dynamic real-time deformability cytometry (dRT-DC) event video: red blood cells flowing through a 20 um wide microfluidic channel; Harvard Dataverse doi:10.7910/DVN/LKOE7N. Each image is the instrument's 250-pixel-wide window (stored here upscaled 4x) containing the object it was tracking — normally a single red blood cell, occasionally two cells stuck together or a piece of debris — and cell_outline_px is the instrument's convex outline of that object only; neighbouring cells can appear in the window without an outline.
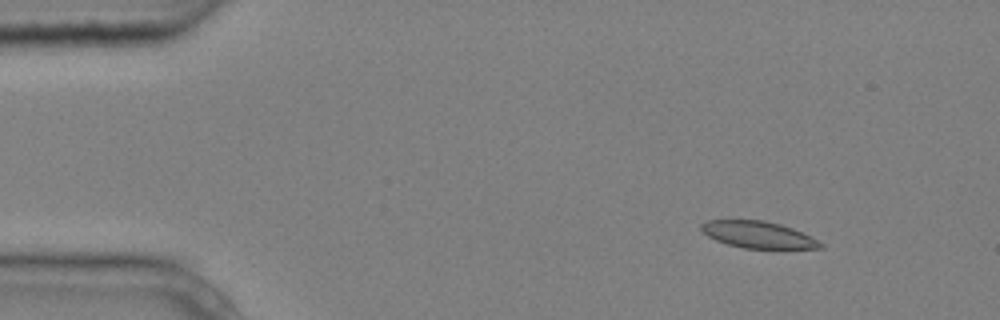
{"species": "common noctule bat (a hibernating species)", "species_latin": "Nyctalus noctula", "temperature_condition": "cold", "stored_images_in_passage": 5, "segment_of_instrument_passage": [1, 2], "camera_frame_rate_fps": 3000, "um_per_image_px": 0.085, "animal": {"sex": "male", "body_mass_g": 20.4}, "frame": {"image": 1, "passage_image": 2, "time_ms": 0.333, "image_size_px": [1000, 320], "cell_outline_px": [[824, 248], [744, 248], [728, 244], [716, 240], [708, 236], [700, 228], [700, 224], [708, 220], [764, 220], [780, 224], [792, 228], [824, 244]], "centroid_in_image_um": [64.41, 19.94], "position_along_channel_um": 20.6, "area_um2": 18.26}}